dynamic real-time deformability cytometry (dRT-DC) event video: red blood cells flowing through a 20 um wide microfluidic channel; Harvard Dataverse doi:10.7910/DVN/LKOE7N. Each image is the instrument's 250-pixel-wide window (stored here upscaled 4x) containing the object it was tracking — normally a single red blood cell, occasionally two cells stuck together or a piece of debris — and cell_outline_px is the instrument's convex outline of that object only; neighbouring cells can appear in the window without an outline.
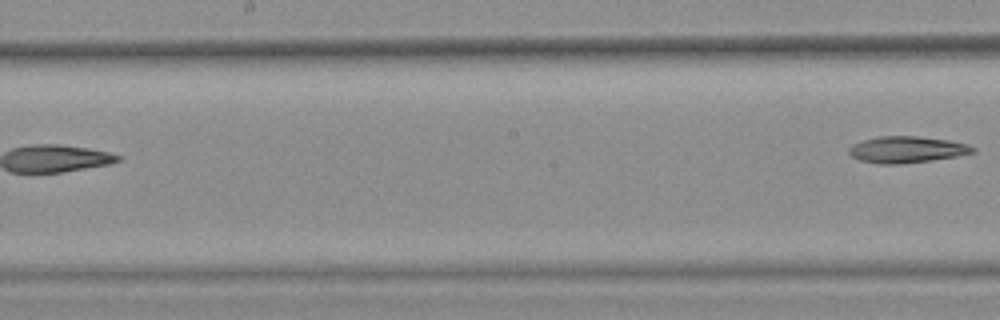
{"species": "common noctule bat (a hibernating species)", "species_latin": "Nyctalus noctula", "temperature_condition": "warm", "stored_images_in_passage": 6, "segment_of_instrument_passage": [2, 2], "camera_frame_rate_fps": 3000, "um_per_image_px": 0.085, "animal": {"sex": "female", "body_mass_g": 25.1}, "frame": {"image": 1, "passage_image": 6, "time_ms": 1.667, "image_size_px": [1000, 320], "cell_outline_px": [[976, 152], [956, 156], [932, 160], [896, 164], [880, 164], [860, 160], [852, 156], [848, 152], [848, 148], [852, 144], [864, 140], [880, 136], [916, 136], [948, 140], [968, 144], [976, 148]], "centroid_in_image_um": [77.08, 12.71], "position_along_channel_um": 171.1, "area_um2": 19.02}}